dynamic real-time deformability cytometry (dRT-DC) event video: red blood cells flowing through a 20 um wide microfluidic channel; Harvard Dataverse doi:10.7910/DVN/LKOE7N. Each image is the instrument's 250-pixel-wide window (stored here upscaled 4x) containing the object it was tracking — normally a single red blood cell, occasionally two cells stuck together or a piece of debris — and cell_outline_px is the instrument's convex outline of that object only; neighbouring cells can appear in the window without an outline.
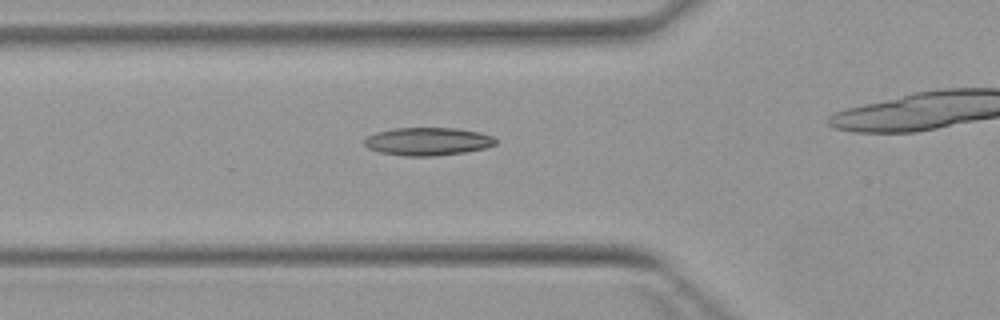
{"species": "Egyptian fruit bat (a non-hibernating species)", "species_latin": "Rousettus aegyptiacus", "temperature_condition": "warm", "stored_images_in_passage": 4, "camera_frame_rate_fps": 3000, "um_per_image_px": 0.085, "animal": {"sex": "female"}, "frame": {"image": 1, "passage_image": 3, "time_ms": 2.333, "image_size_px": [1000, 320], "cell_outline_px": [[496, 144], [484, 148], [464, 152], [436, 156], [404, 156], [380, 152], [368, 148], [364, 144], [364, 140], [368, 136], [376, 132], [392, 128], [456, 128], [480, 132], [492, 136], [496, 140]], "centroid_in_image_um": [36.35, 12.02], "position_along_channel_um": 89.5, "area_um2": 21.39}}